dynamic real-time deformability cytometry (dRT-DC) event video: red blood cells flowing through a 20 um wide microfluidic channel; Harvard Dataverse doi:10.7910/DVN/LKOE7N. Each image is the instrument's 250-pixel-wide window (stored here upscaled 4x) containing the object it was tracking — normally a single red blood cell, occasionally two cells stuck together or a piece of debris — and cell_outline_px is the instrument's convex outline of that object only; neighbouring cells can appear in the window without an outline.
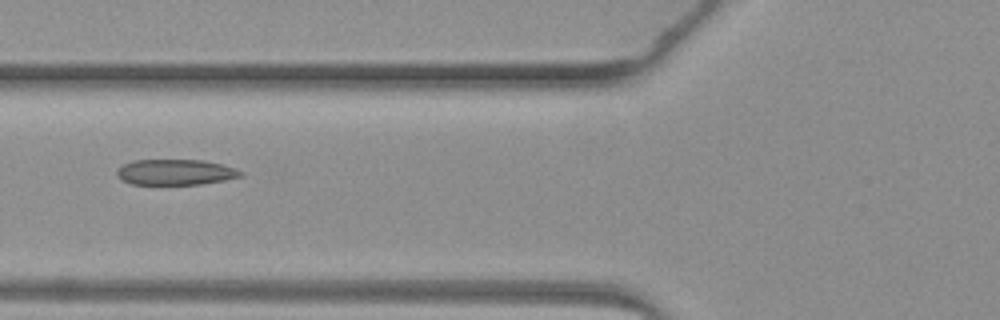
{"species": "common noctule bat (a hibernating species)", "species_latin": "Nyctalus noctula", "temperature_condition": "warm", "stored_images_in_passage": 3, "camera_frame_rate_fps": 3000, "um_per_image_px": 0.085, "animal": {"sex": "female", "body_mass_g": 19.3, "forearm_length_mm": 54.1}, "frame": {"image": 1, "passage_image": 3, "time_ms": 2.333, "image_size_px": [1000, 320], "cell_outline_px": [[244, 176], [224, 180], [200, 184], [132, 184], [120, 180], [116, 176], [116, 168], [132, 160], [204, 160], [236, 168], [244, 172]], "centroid_in_image_um": [14.89, 14.63], "position_along_channel_um": 110.9, "area_um2": 18.67}}